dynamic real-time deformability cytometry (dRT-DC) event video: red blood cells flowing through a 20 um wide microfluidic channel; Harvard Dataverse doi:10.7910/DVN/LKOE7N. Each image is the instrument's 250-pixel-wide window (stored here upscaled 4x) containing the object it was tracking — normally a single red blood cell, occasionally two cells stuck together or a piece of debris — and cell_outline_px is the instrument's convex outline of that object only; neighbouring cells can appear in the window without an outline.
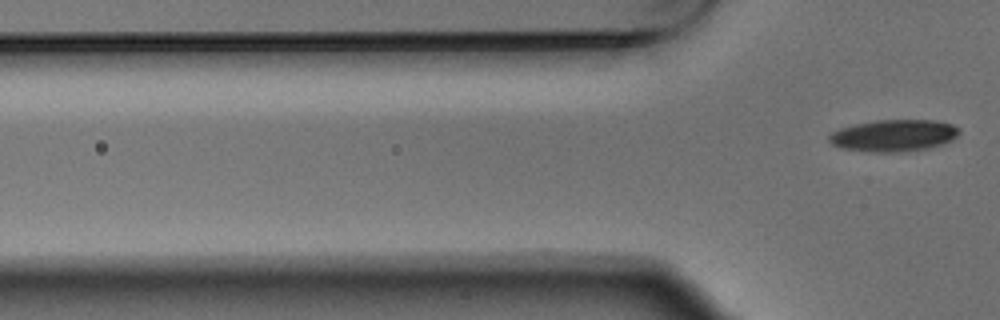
{"species": "Egyptian fruit bat (a non-hibernating species)", "species_latin": "Rousettus aegyptiacus", "temperature_condition": "warm", "stored_images_in_passage": 6, "camera_frame_rate_fps": 3000, "um_per_image_px": 0.085, "animal": {"sex": "male"}, "frame": {"image": 1, "passage_image": 6, "time_ms": 1.667, "image_size_px": [1000, 320], "cell_outline_px": [[960, 132], [952, 140], [928, 148], [900, 152], [872, 152], [840, 148], [832, 144], [828, 140], [828, 136], [832, 132], [840, 128], [856, 124], [876, 120], [936, 120], [952, 124], [960, 128]], "centroid_in_image_um": [75.96, 11.51], "position_along_channel_um": 49.8, "area_um2": 24.16}}